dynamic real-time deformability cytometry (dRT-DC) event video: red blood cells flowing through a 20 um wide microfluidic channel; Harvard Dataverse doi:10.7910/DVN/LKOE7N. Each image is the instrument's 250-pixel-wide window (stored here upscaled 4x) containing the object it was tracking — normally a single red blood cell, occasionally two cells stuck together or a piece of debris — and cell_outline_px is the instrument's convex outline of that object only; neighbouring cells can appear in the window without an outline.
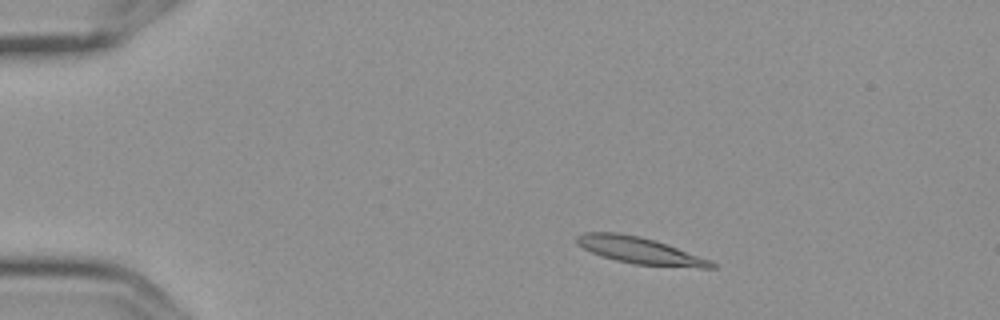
{"species": "Egyptian fruit bat (a non-hibernating species)", "species_latin": "Rousettus aegyptiacus", "temperature_condition": "cold", "stored_images_in_passage": 4, "camera_frame_rate_fps": 3000, "um_per_image_px": 0.085, "frame": {"image": 1, "passage_image": 2, "time_ms": 0.333, "image_size_px": [1000, 320], "cell_outline_px": [[716, 268], [700, 268], [636, 264], [616, 260], [600, 256], [576, 244], [576, 236], [584, 232], [616, 232], [640, 236], [712, 260], [716, 264]], "centroid_in_image_um": [54.36, 21.29], "position_along_channel_um": 30.6, "area_um2": 20.69}}